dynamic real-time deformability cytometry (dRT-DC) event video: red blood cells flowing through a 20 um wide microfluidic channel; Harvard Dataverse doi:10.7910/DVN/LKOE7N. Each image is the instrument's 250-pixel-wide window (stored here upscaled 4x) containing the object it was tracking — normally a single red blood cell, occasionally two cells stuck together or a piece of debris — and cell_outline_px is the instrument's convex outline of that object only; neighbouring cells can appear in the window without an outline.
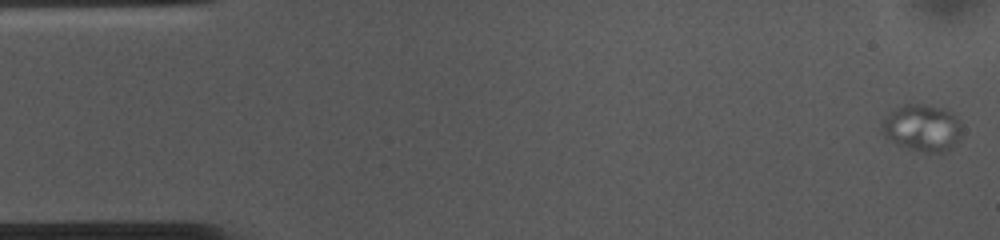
{"species": "common noctule bat (a hibernating species)", "species_latin": "Nyctalus noctula", "temperature_condition": "cold", "stored_images_in_passage": 54, "camera_frame_rate_fps": 3000, "um_per_image_px": 0.085, "animal": {"sex": "female", "body_mass_g": 10.0, "forearm_length_mm": 53.1}, "frame": {"image": 1, "passage_image": 1, "time_ms": 0.0, "image_size_px": [1000, 240], "cell_outline_px": [[960, 140], [952, 148], [944, 152], [920, 152], [896, 144], [884, 136], [880, 128], [884, 120], [896, 108], [904, 104], [924, 104], [944, 108], [960, 124]], "centroid_in_image_um": [78.37, 10.9], "position_along_channel_um": 6.6, "area_um2": 21.62}}
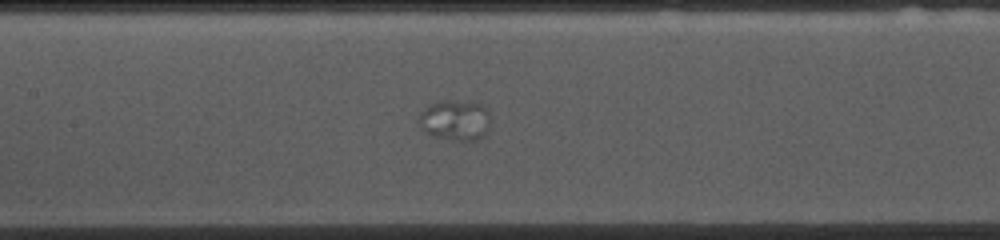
{"frame": {"image": 2, "passage_image": 24, "time_ms": 7.667, "image_size_px": [1000, 240], "cell_outline_px": [[488, 132], [484, 136], [476, 140], [452, 140], [436, 136], [424, 132], [420, 128], [416, 120], [420, 112], [428, 104], [440, 100], [448, 100], [484, 104], [488, 112]], "centroid_in_image_um": [38.64, 10.21], "position_along_channel_um": 168.8, "area_um2": 17.17}}
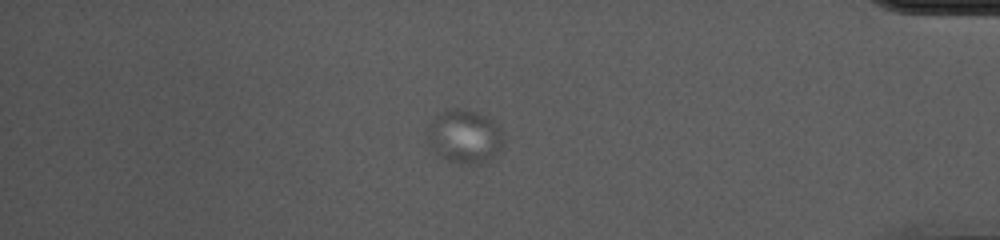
{"frame": {"image": 3, "passage_image": 46, "time_ms": 15.0, "image_size_px": [1000, 240], "cell_outline_px": [[504, 136], [500, 148], [492, 160], [476, 164], [464, 164], [448, 160], [436, 152], [428, 144], [428, 124], [444, 108], [460, 108], [476, 112], [492, 120], [500, 128]], "centroid_in_image_um": [39.48, 11.59], "position_along_channel_um": 395.7, "area_um2": 23.76}, "authors_computed_cell_mechanics": {"area_um2": 19.7098, "velocity_mm_per_s": 3.6112, "shape_relaxation_time_tau1_ms": 6.7741, "shape_relaxation_time_tau2_ms": null, "deformation_change_tau1": 0.0711, "deformation_change_tau2": null}}